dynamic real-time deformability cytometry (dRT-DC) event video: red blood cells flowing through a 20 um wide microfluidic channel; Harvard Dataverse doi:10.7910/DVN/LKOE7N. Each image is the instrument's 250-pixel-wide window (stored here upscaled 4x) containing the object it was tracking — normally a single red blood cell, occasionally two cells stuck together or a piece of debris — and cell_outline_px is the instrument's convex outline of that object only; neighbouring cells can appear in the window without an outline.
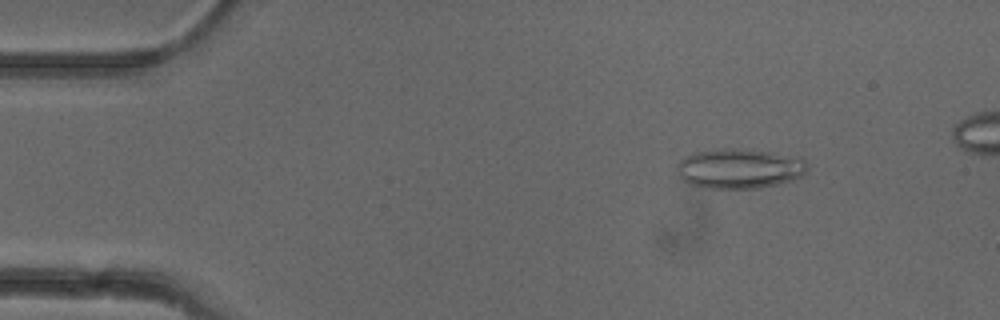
{"species": "common noctule bat (a hibernating species)", "species_latin": "Nyctalus noctula", "temperature_condition": "cold", "stored_images_in_passage": 5, "camera_frame_rate_fps": 3000, "um_per_image_px": 0.085, "animal": {"sex": "female"}, "frame": {"image": 1, "passage_image": 2, "time_ms": 1.333, "image_size_px": [1000, 320], "cell_outline_px": [[808, 168], [800, 176], [792, 180], [760, 188], [700, 188], [688, 184], [680, 180], [676, 172], [676, 164], [680, 160], [696, 152], [724, 148], [732, 148], [772, 152], [800, 156], [804, 160]], "centroid_in_image_um": [62.81, 14.33], "position_along_channel_um": 22.2, "area_um2": 30.58}}